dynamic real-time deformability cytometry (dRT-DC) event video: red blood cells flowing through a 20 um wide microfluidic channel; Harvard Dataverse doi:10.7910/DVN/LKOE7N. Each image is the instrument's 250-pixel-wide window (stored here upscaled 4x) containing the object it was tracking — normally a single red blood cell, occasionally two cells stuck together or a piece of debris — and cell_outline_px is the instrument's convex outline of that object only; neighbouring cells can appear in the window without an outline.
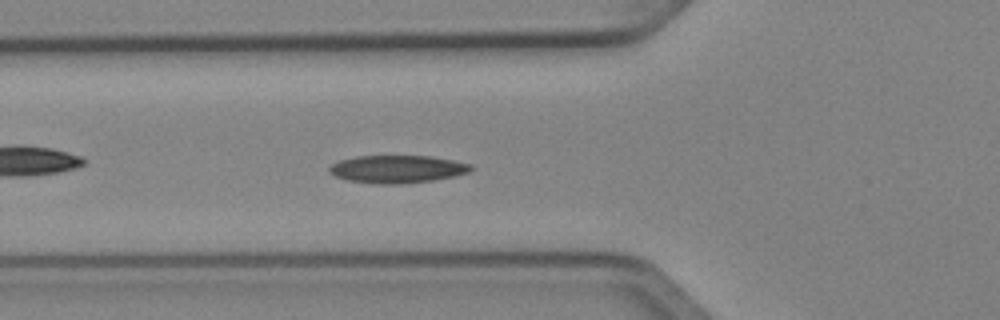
{"species": "Egyptian fruit bat (a non-hibernating species)", "species_latin": "Rousettus aegyptiacus", "temperature_condition": "cold", "stored_images_in_passage": 51, "camera_frame_rate_fps": 3000, "um_per_image_px": 0.085, "animal": {"sex": "female"}, "frame": {"image": 1, "passage_image": 18, "time_ms": 5.667, "image_size_px": [1000, 320], "cell_outline_px": [[472, 168], [468, 172], [452, 176], [432, 180], [400, 184], [380, 184], [348, 180], [336, 176], [328, 172], [328, 168], [332, 164], [340, 160], [356, 156], [432, 156], [472, 164]], "centroid_in_image_um": [33.74, 14.36], "position_along_channel_um": 92.1, "area_um2": 22.66}}
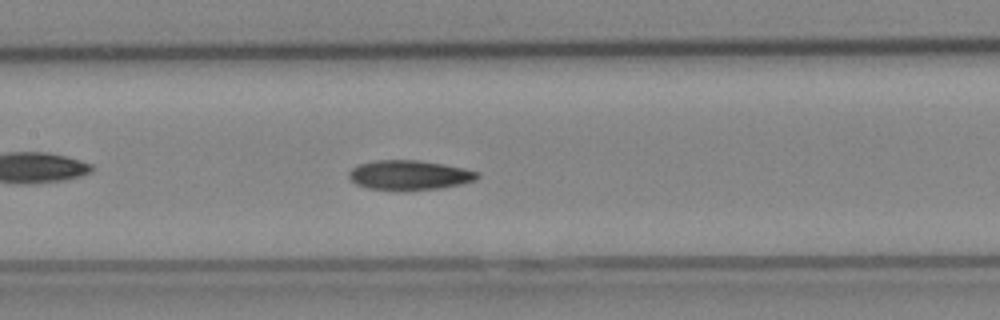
{"frame": {"image": 2, "passage_image": 24, "time_ms": 7.667, "image_size_px": [1000, 320], "cell_outline_px": [[480, 176], [476, 180], [460, 184], [440, 188], [368, 188], [356, 184], [348, 176], [348, 172], [352, 168], [360, 164], [372, 160], [416, 160], [444, 164], [464, 168], [480, 172]], "centroid_in_image_um": [34.82, 14.84], "position_along_channel_um": 172.6, "area_um2": 21.56}}
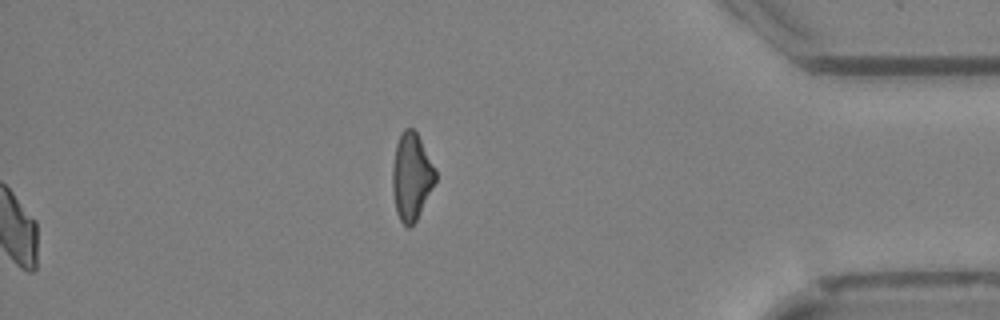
{"frame": {"image": 3, "passage_image": 51, "time_ms": 16.667, "image_size_px": [1000, 320], "cell_outline_px": [[436, 180], [416, 220], [408, 228], [400, 220], [396, 212], [392, 188], [392, 168], [396, 144], [400, 132], [404, 128], [412, 128], [416, 132], [436, 168]], "centroid_in_image_um": [34.96, 14.98], "position_along_channel_um": 400.2, "area_um2": 21.73}, "authors_computed_cell_mechanics": {"area_um2": 21.5594, "velocity_mm_per_s": 4.0381, "shape_relaxation_time_tau1_ms": 6.14, "shape_relaxation_time_tau2_ms": 7.2126, "deformation_change_tau1": 0.1768, "deformation_change_tau2": 0.1467}}